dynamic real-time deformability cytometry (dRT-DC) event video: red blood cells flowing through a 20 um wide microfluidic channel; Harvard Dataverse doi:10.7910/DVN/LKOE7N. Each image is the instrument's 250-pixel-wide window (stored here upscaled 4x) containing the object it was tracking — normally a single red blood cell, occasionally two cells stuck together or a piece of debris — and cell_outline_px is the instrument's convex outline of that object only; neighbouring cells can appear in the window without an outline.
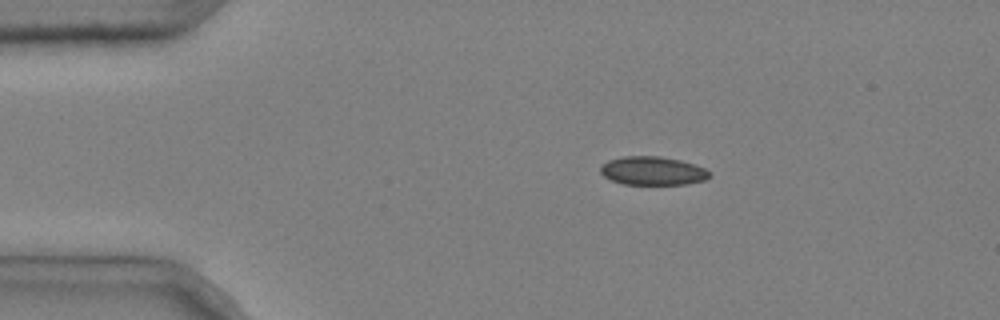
{"species": "common noctule bat (a hibernating species)", "species_latin": "Nyctalus noctula", "temperature_condition": "cold", "stored_images_in_passage": 4, "camera_frame_rate_fps": 3000, "um_per_image_px": 0.085, "animal": {"sex": "male", "body_mass_g": 20.4}, "frame": {"image": 1, "passage_image": 1, "time_ms": 0.0, "image_size_px": [1000, 320], "cell_outline_px": [[712, 176], [704, 180], [688, 184], [624, 184], [612, 180], [604, 176], [600, 172], [600, 168], [608, 160], [624, 156], [660, 156], [680, 160], [704, 168], [712, 172]], "centroid_in_image_um": [55.5, 14.52], "position_along_channel_um": 29.5, "area_um2": 18.09}}
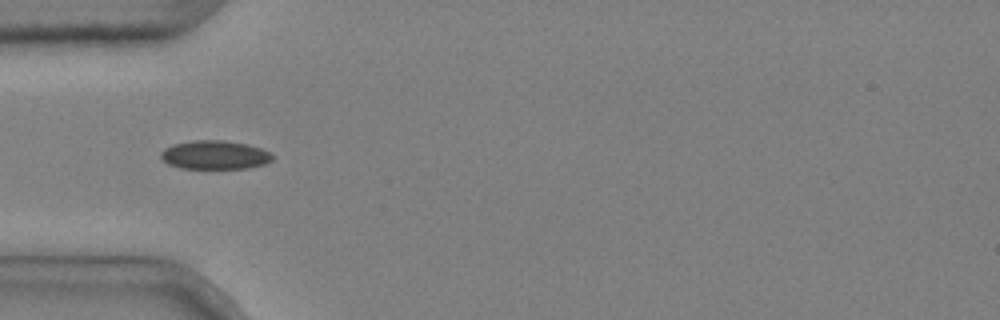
{"frame": {"image": 2, "passage_image": 3, "time_ms": 0.667, "image_size_px": [1000, 320], "cell_outline_px": [[272, 160], [264, 164], [248, 168], [180, 168], [168, 164], [160, 156], [160, 152], [164, 148], [176, 144], [192, 140], [224, 140], [248, 144], [272, 152]], "centroid_in_image_um": [18.27, 13.16], "position_along_channel_um": 66.7, "area_um2": 18.67}}